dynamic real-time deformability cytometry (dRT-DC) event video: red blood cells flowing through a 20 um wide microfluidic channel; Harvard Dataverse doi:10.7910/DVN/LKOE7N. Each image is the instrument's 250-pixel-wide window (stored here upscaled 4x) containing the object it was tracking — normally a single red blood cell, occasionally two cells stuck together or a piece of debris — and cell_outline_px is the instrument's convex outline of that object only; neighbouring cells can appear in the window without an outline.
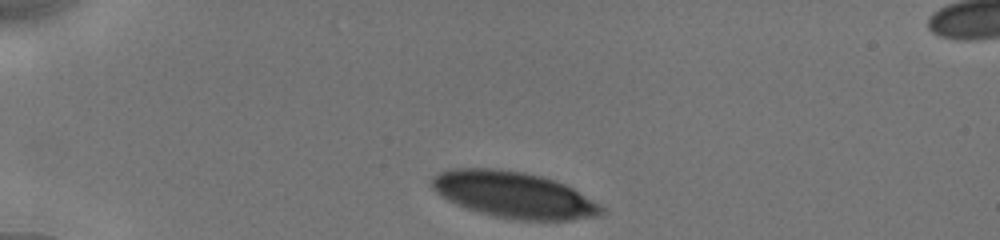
{"species": "human", "species_latin": "Homo sapiens", "temperature_condition": "cold", "stored_images_in_passage": 5, "camera_frame_rate_fps": 3000, "um_per_image_px": 0.085, "donor": {"sex": "male"}, "frame": {"image": 1, "passage_image": 1, "time_ms": 0.0, "image_size_px": [1000, 240], "cell_outline_px": [[608, 212], [600, 216], [572, 220], [520, 220], [496, 216], [480, 212], [456, 204], [448, 200], [436, 192], [432, 188], [432, 176], [440, 172], [452, 168], [492, 168], [524, 172], [556, 180], [572, 188], [600, 204]], "centroid_in_image_um": [43.71, 16.56], "position_along_channel_um": 41.3, "area_um2": 45.6}}
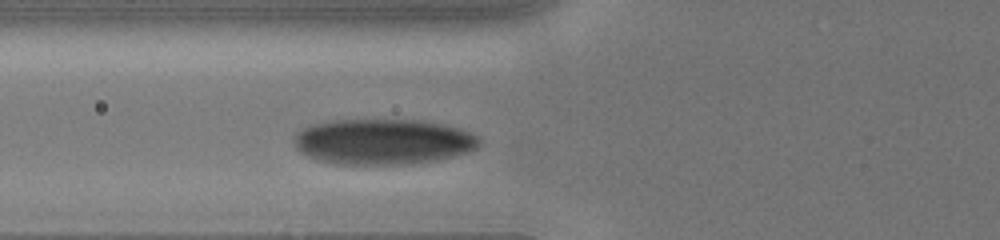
{"frame": {"image": 2, "passage_image": 5, "time_ms": 2.667, "image_size_px": [1000, 240], "cell_outline_px": [[480, 144], [476, 148], [468, 152], [436, 160], [412, 164], [336, 164], [320, 160], [308, 156], [300, 152], [296, 148], [296, 132], [300, 128], [312, 124], [336, 120], [416, 120], [440, 124], [456, 128], [480, 136]], "centroid_in_image_um": [32.55, 12.05], "position_along_channel_um": 93.3, "area_um2": 48.96}}